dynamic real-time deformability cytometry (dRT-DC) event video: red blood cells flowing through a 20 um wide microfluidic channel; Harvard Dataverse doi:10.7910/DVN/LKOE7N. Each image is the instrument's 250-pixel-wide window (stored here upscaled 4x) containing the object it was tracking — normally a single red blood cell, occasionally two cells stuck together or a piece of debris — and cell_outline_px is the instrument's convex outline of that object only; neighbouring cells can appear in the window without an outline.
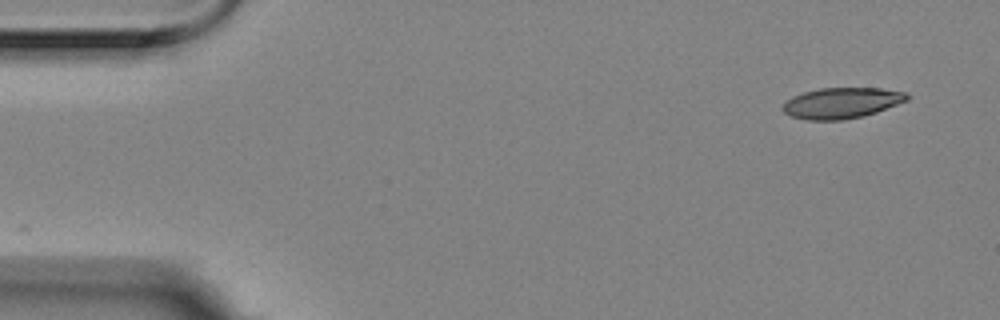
{"species": "Egyptian fruit bat (a non-hibernating species)", "species_latin": "Rousettus aegyptiacus", "temperature_condition": "room temperature", "stored_images_in_passage": 14, "camera_frame_rate_fps": 3000, "um_per_image_px": 0.085, "animal": {"sex": "female"}, "frame": {"image": 1, "passage_image": 1, "time_ms": 0.0, "image_size_px": [1000, 320], "cell_outline_px": [[908, 100], [876, 112], [864, 116], [844, 120], [808, 120], [788, 116], [780, 108], [784, 100], [792, 96], [804, 92], [820, 88], [880, 88], [908, 92]], "centroid_in_image_um": [71.49, 8.76], "position_along_channel_um": 13.5, "area_um2": 22.6}}
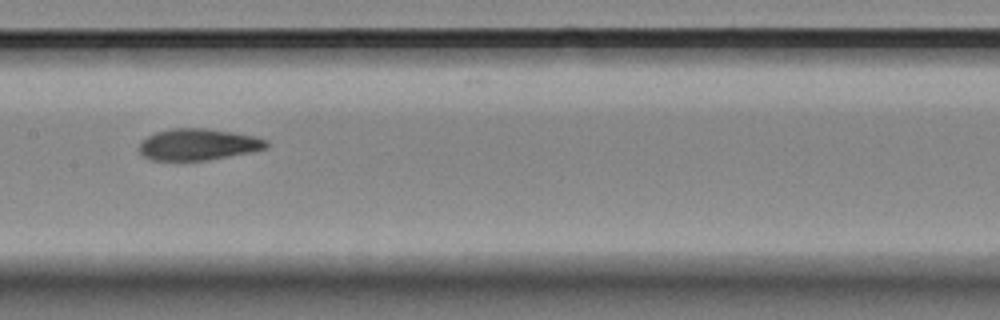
{"frame": {"image": 2, "passage_image": 7, "time_ms": 2.0, "image_size_px": [1000, 320], "cell_outline_px": [[268, 148], [252, 152], [208, 160], [152, 160], [144, 156], [136, 148], [148, 136], [156, 132], [172, 128], [208, 128], [256, 136], [268, 140]], "centroid_in_image_um": [16.87, 12.27], "position_along_channel_um": 190.5, "area_um2": 23.47}}
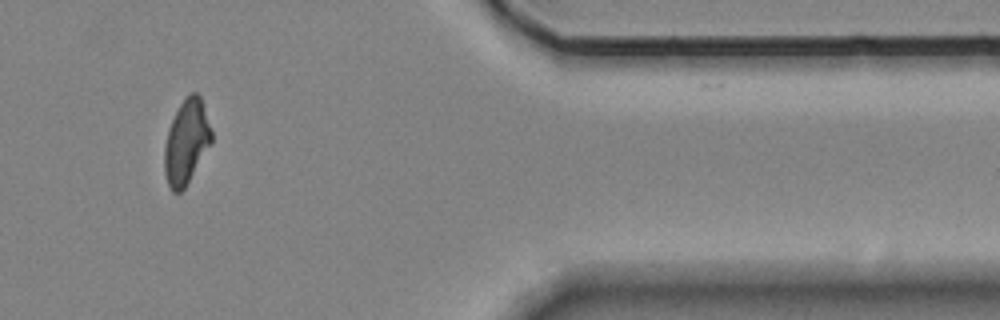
{"frame": {"image": 3, "passage_image": 12, "time_ms": 3.667, "image_size_px": [1000, 320], "cell_outline_px": [[212, 144], [184, 188], [180, 192], [172, 192], [168, 184], [164, 172], [164, 148], [168, 128], [180, 104], [192, 92], [196, 92], [200, 96], [212, 132]], "centroid_in_image_um": [15.84, 12.09], "position_along_channel_um": 395.6, "area_um2": 22.95}}